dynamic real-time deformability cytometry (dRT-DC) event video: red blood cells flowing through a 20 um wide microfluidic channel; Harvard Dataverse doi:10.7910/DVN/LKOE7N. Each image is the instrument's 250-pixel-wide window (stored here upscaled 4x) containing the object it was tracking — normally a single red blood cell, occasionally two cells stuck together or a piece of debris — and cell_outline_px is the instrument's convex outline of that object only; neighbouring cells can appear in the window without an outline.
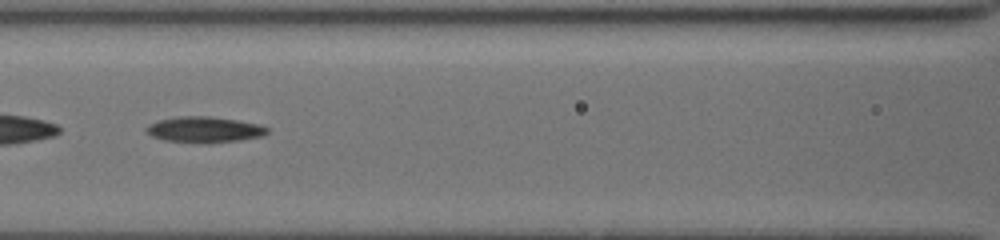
{"species": "common noctule bat (a hibernating species)", "species_latin": "Nyctalus noctula", "temperature_condition": "cold", "stored_images_in_passage": 45, "segment_of_instrument_passage": [2, 2], "camera_frame_rate_fps": 3000, "um_per_image_px": 0.085, "animal": {"sex": "female", "body_mass_g": 19.5, "forearm_length_mm": 54.1}, "frame": {"image": 1, "passage_image": 23, "time_ms": 9.0, "image_size_px": [1000, 240], "cell_outline_px": [[268, 132], [260, 136], [240, 140], [208, 144], [204, 144], [164, 140], [152, 136], [144, 132], [144, 128], [148, 124], [160, 120], [176, 116], [208, 116], [236, 120], [256, 124], [268, 128]], "centroid_in_image_um": [17.29, 11.03], "position_along_channel_um": 149.3, "area_um2": 18.32}}
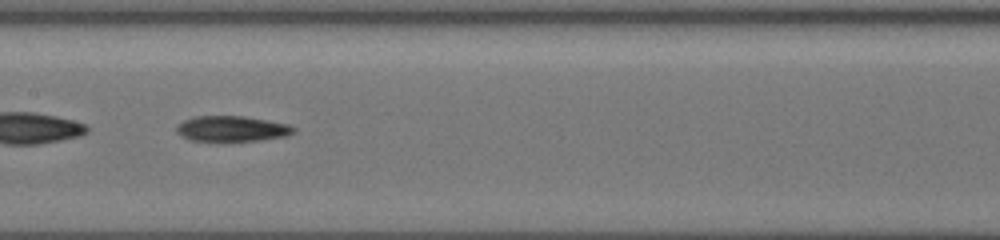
{"frame": {"image": 2, "passage_image": 26, "time_ms": 10.0, "image_size_px": [1000, 240], "cell_outline_px": [[296, 132], [288, 136], [260, 140], [188, 140], [180, 136], [176, 132], [176, 128], [184, 120], [192, 116], [244, 116], [268, 120], [288, 124], [296, 128]], "centroid_in_image_um": [19.73, 10.93], "position_along_channel_um": 187.7, "area_um2": 17.4}}
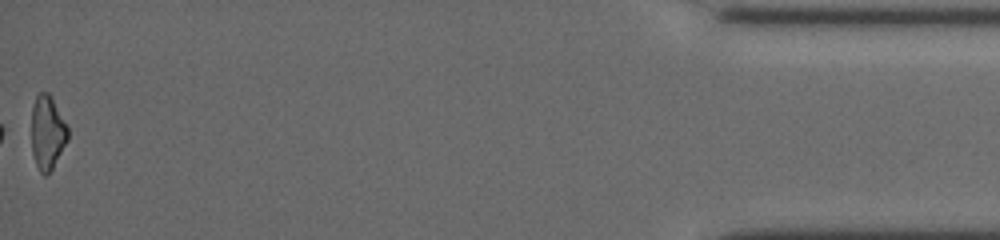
{"frame": {"image": 3, "passage_image": 45, "time_ms": 18.333, "image_size_px": [1000, 240], "cell_outline_px": [[68, 140], [52, 168], [44, 176], [40, 172], [36, 164], [32, 152], [32, 108], [36, 96], [40, 92], [48, 92], [52, 96], [68, 128]], "centroid_in_image_um": [4.03, 11.24], "position_along_channel_um": 431.2, "area_um2": 15.55}}